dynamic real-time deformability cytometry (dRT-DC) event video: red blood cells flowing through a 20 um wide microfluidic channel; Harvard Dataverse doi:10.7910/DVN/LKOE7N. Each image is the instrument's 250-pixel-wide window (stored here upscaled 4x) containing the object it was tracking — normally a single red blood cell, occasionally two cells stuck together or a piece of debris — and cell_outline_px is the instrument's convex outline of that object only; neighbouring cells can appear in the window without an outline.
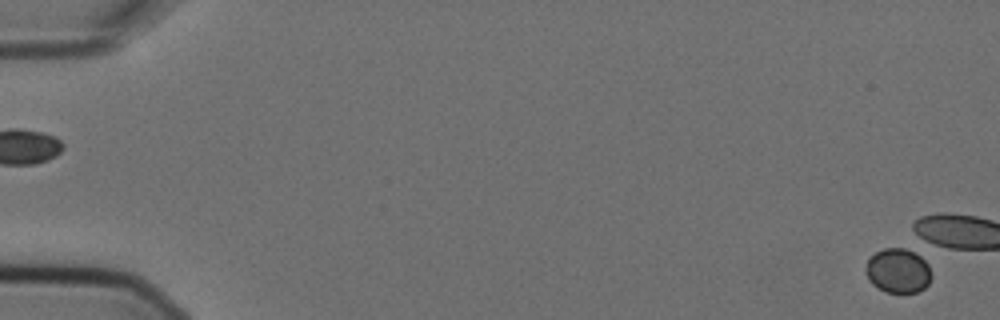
{"species": "Egyptian fruit bat (a non-hibernating species)", "species_latin": "Rousettus aegyptiacus", "temperature_condition": "cold", "stored_images_in_passage": 6, "segment_of_instrument_passage": [2, 2], "camera_frame_rate_fps": 3000, "um_per_image_px": 0.085, "animal": {"sex": "female"}, "frame": {"image": 1, "passage_image": 6, "time_ms": 1.667, "image_size_px": [1000, 320], "cell_outline_px": [[932, 276], [928, 284], [924, 288], [916, 292], [884, 292], [872, 284], [868, 280], [864, 268], [868, 256], [884, 248], [904, 248], [920, 256], [928, 264]], "centroid_in_image_um": [76.29, 23.01], "position_along_channel_um": 8.7, "area_um2": 17.17}}